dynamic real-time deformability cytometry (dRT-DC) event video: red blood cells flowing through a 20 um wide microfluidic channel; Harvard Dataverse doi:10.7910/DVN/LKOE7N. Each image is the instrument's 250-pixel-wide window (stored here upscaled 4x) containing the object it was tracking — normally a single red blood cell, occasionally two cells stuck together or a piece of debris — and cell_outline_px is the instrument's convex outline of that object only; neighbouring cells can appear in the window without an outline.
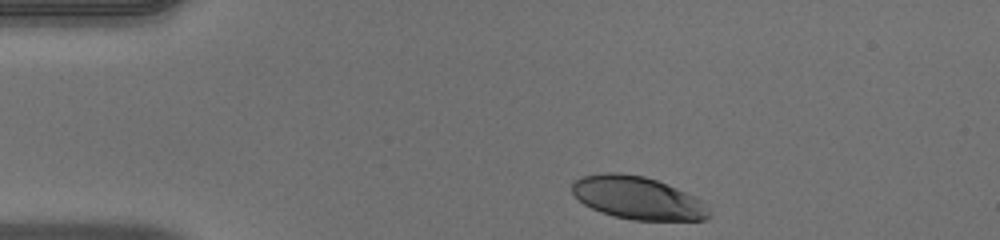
{"species": "human", "species_latin": "Homo sapiens", "temperature_condition": "warm", "stored_images_in_passage": 36, "camera_frame_rate_fps": 3000, "um_per_image_px": 0.085, "donor": {"sex": "male"}, "frame": {"image": 1, "passage_image": 1, "time_ms": 0.0, "image_size_px": [1000, 240], "cell_outline_px": [[712, 216], [708, 220], [632, 220], [612, 216], [600, 212], [584, 204], [572, 192], [572, 180], [584, 176], [600, 172], [616, 172], [644, 176], [656, 180], [676, 188], [700, 200]], "centroid_in_image_um": [54.16, 16.82], "position_along_channel_um": 30.8, "area_um2": 34.04}}
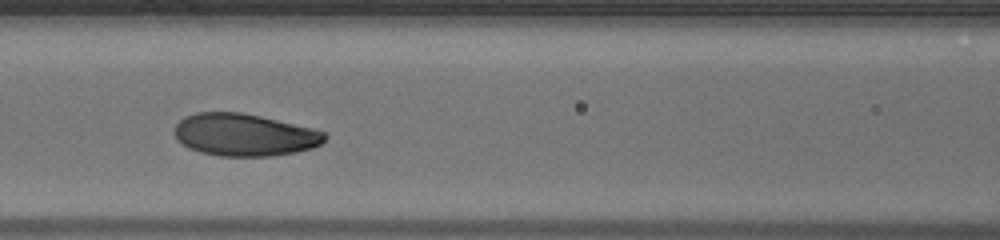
{"frame": {"image": 2, "passage_image": 14, "time_ms": 4.333, "image_size_px": [1000, 240], "cell_outline_px": [[328, 136], [320, 144], [312, 148], [296, 152], [272, 156], [220, 156], [200, 152], [188, 148], [176, 140], [176, 124], [184, 116], [196, 112], [240, 112], [260, 116], [312, 128], [324, 132]], "centroid_in_image_um": [20.76, 11.46], "position_along_channel_um": 145.8, "area_um2": 37.05}}
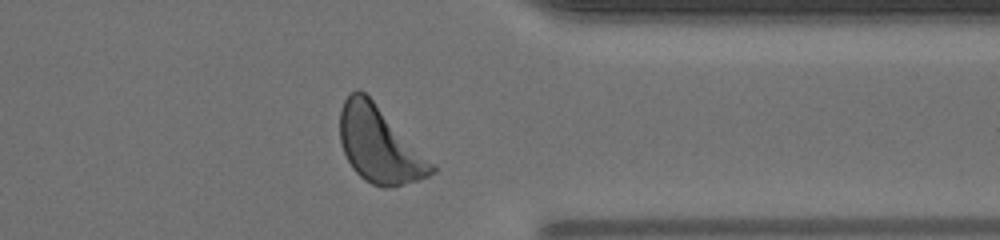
{"frame": {"image": 3, "passage_image": 32, "time_ms": 10.333, "image_size_px": [1000, 240], "cell_outline_px": [[436, 172], [428, 176], [416, 180], [384, 188], [380, 188], [364, 180], [352, 168], [340, 144], [340, 108], [344, 100], [356, 88], [360, 88], [436, 164]], "centroid_in_image_um": [32.25, 12.31], "position_along_channel_um": 379.2, "area_um2": 40.46}, "authors_computed_cell_mechanics": {"area_um2": 37.0209, "velocity_mm_per_s": 4.0027, "shape_relaxation_time_tau1_ms": 2.5808, "shape_relaxation_time_tau2_ms": null, "deformation_change_tau1": 0.1233, "deformation_change_tau2": null}}